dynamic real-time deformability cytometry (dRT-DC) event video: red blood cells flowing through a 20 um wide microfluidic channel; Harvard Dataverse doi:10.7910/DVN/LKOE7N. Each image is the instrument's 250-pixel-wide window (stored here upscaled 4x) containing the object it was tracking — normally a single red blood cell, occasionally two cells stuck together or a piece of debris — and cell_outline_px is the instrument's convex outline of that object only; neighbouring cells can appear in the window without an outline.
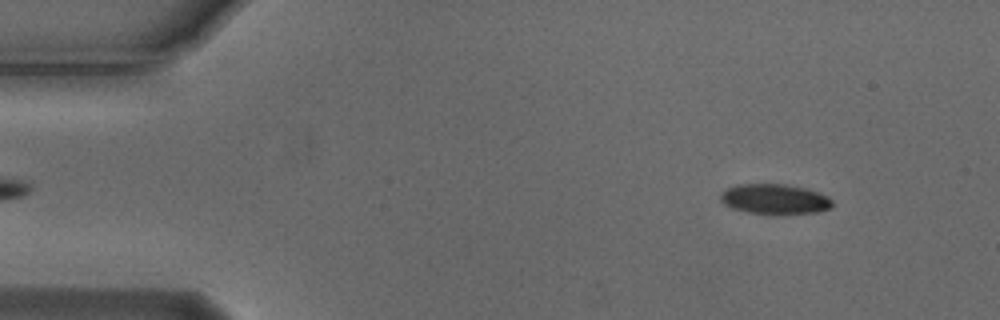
{"species": "Egyptian fruit bat (a non-hibernating species)", "species_latin": "Rousettus aegyptiacus", "temperature_condition": "cold", "stored_images_in_passage": 54, "camera_frame_rate_fps": 3000, "um_per_image_px": 0.085, "animal": {"sex": "male"}, "frame": {"image": 1, "passage_image": 5, "time_ms": 1.333, "image_size_px": [1000, 320], "cell_outline_px": [[832, 204], [828, 208], [816, 212], [748, 212], [732, 208], [724, 204], [720, 200], [720, 192], [736, 184], [784, 184], [804, 188], [828, 196], [832, 200]], "centroid_in_image_um": [65.78, 16.88], "position_along_channel_um": 19.2, "area_um2": 18.9}}
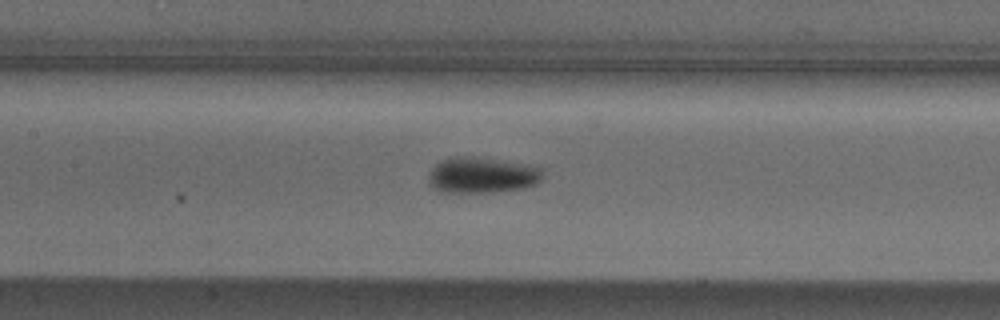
{"frame": {"image": 2, "passage_image": 24, "time_ms": 7.667, "image_size_px": [1000, 320], "cell_outline_px": [[544, 176], [536, 184], [520, 188], [492, 192], [448, 192], [432, 188], [428, 184], [428, 176], [432, 168], [440, 160], [456, 156], [472, 156], [524, 164], [540, 168]], "centroid_in_image_um": [40.92, 14.88], "position_along_channel_um": 166.5, "area_um2": 23.7}}
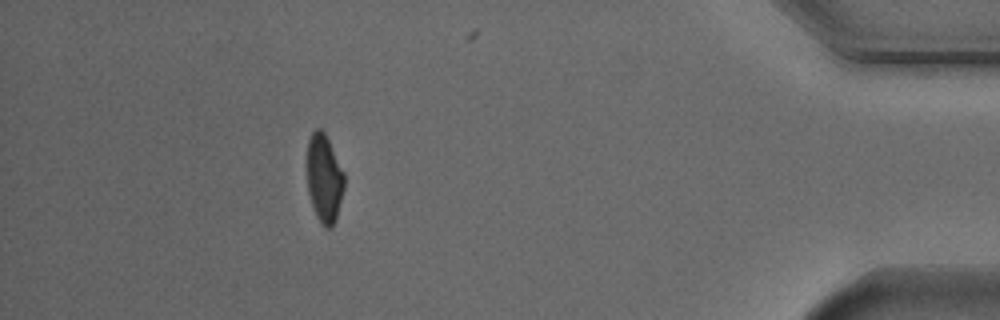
{"frame": {"image": 3, "passage_image": 48, "time_ms": 15.667, "image_size_px": [1000, 320], "cell_outline_px": [[344, 188], [336, 220], [332, 228], [324, 228], [320, 224], [316, 216], [308, 192], [308, 140], [312, 132], [316, 128], [320, 128], [324, 132], [344, 172]], "centroid_in_image_um": [27.57, 15.21], "position_along_channel_um": 407.6, "area_um2": 19.02}, "authors_computed_cell_mechanics": {"area_um2": 20.4323, "velocity_mm_per_s": 3.7197, "shape_relaxation_time_tau1_ms": 3.2112, "shape_relaxation_time_tau2_ms": 3.9385, "deformation_change_tau1": 0.1308, "deformation_change_tau2": 0.0657}}